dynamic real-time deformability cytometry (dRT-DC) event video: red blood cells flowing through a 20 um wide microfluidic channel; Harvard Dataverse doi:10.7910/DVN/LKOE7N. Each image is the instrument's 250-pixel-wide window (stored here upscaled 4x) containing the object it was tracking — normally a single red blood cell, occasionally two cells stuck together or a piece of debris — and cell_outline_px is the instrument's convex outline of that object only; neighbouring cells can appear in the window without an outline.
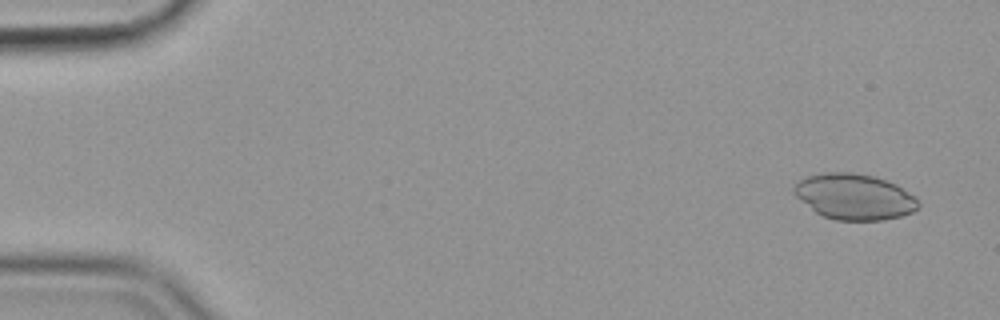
{"species": "common noctule bat (a hibernating species)", "species_latin": "Nyctalus noctula", "temperature_condition": "cold", "stored_images_in_passage": 56, "camera_frame_rate_fps": 3000, "um_per_image_px": 0.085, "animal": {"sex": "female", "body_mass_g": 19.9}, "frame": {"image": 1, "passage_image": 3, "time_ms": 0.667, "image_size_px": [1000, 320], "cell_outline_px": [[920, 204], [912, 212], [900, 216], [884, 220], [836, 220], [824, 216], [816, 212], [796, 196], [792, 192], [792, 188], [800, 180], [808, 176], [824, 172], [852, 172], [872, 176], [896, 184], [916, 196], [920, 200]], "centroid_in_image_um": [72.64, 16.72], "position_along_channel_um": 12.4, "area_um2": 33.06}}